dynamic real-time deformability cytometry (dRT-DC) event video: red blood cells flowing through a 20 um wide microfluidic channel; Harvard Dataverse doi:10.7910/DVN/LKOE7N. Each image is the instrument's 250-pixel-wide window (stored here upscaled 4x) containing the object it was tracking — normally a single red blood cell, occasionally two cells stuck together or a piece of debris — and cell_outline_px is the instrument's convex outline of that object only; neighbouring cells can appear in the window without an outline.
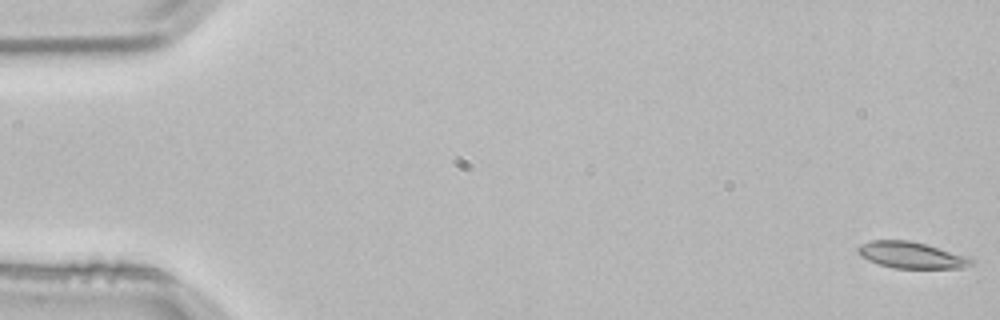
{"species": "common noctule bat (a hibernating species)", "species_latin": "Nyctalus noctula", "temperature_condition": "room temperature", "stored_images_in_passage": 53, "camera_frame_rate_fps": 3000, "um_per_image_px": 0.085, "animal": {"sex": "male", "body_mass_g": 21.5, "forearm_length_mm": 52.0}, "frame": {"image": 1, "passage_image": 1, "time_ms": 0.0, "image_size_px": [1000, 320], "cell_outline_px": [[972, 264], [964, 268], [892, 268], [868, 260], [860, 256], [856, 252], [856, 248], [860, 244], [872, 240], [908, 240], [972, 256]], "centroid_in_image_um": [77.47, 21.68], "position_along_channel_um": 7.5, "area_um2": 17.63}}
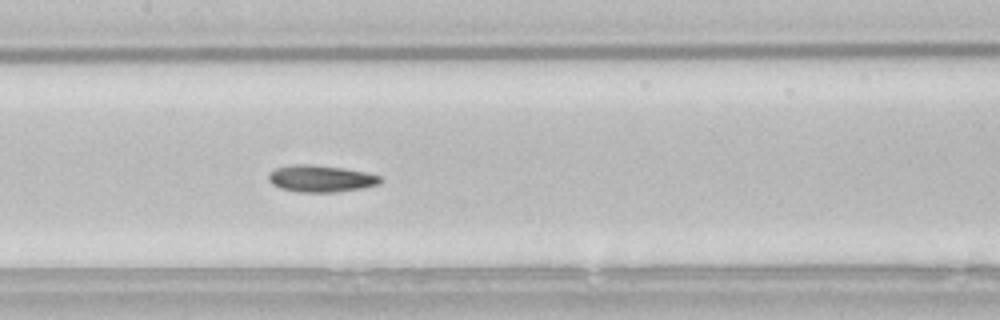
{"frame": {"image": 2, "passage_image": 26, "time_ms": 8.333, "image_size_px": [1000, 320], "cell_outline_px": [[380, 184], [364, 188], [332, 192], [300, 192], [280, 188], [272, 184], [268, 180], [268, 172], [276, 168], [296, 164], [308, 164], [344, 168], [364, 172], [380, 176]], "centroid_in_image_um": [27.24, 15.18], "position_along_channel_um": 180.2, "area_um2": 17.4}}
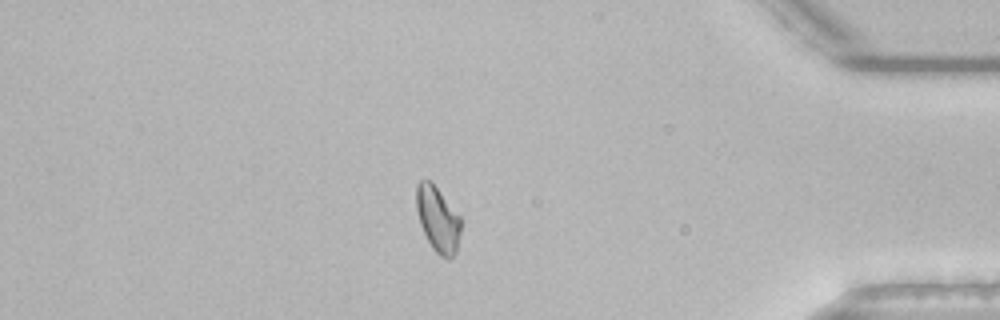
{"frame": {"image": 3, "passage_image": 46, "time_ms": 15.0, "image_size_px": [1000, 320], "cell_outline_px": [[460, 232], [456, 252], [448, 260], [440, 256], [432, 248], [420, 224], [416, 208], [416, 184], [420, 180], [432, 180], [460, 216]], "centroid_in_image_um": [37.2, 18.6], "position_along_channel_um": 398.0, "area_um2": 17.05}, "authors_computed_cell_mechanics": {"area_um2": 17.1088, "velocity_mm_per_s": 3.8172, "shape_relaxation_time_tau1_ms": 8.3869, "shape_relaxation_time_tau2_ms": 8.0931, "deformation_change_tau1": 0.1743, "deformation_change_tau2": 0.1173}}